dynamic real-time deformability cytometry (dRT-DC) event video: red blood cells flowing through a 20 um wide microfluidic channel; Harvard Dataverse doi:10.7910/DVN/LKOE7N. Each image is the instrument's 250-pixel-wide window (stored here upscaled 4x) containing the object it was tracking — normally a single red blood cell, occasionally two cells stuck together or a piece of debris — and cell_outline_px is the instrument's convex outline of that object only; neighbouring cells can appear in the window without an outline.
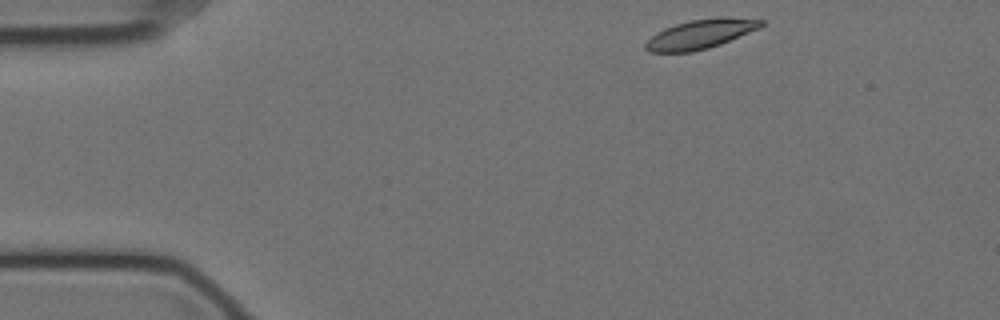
{"species": "Egyptian fruit bat (a non-hibernating species)", "species_latin": "Rousettus aegyptiacus", "temperature_condition": "cold", "stored_images_in_passage": 50, "camera_frame_rate_fps": 3000, "um_per_image_px": 0.085, "animal": {"sex": "female"}, "frame": {"image": 1, "passage_image": 1, "time_ms": 0.0, "image_size_px": [1000, 320], "cell_outline_px": [[764, 24], [760, 28], [720, 44], [708, 48], [692, 52], [648, 52], [644, 48], [644, 44], [656, 32], [664, 28], [676, 24], [692, 20], [720, 16], [724, 16], [764, 20]], "centroid_in_image_um": [59.54, 2.89], "position_along_channel_um": 25.5, "area_um2": 19.77}}
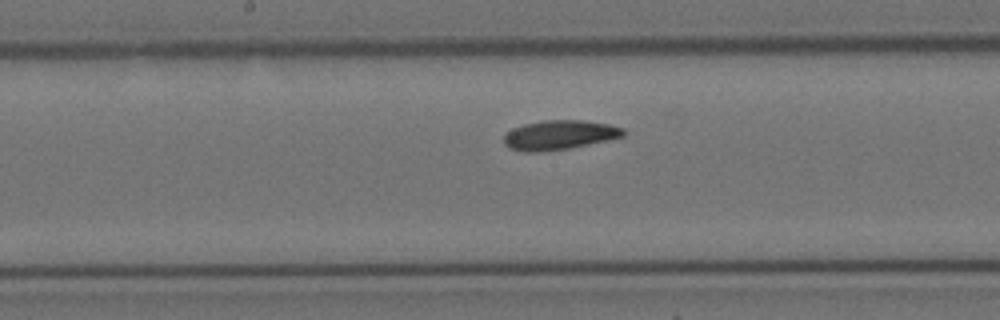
{"frame": {"image": 2, "passage_image": 22, "time_ms": 7.0, "image_size_px": [1000, 320], "cell_outline_px": [[624, 136], [588, 144], [568, 148], [536, 152], [524, 152], [508, 148], [504, 144], [504, 132], [512, 128], [524, 124], [540, 120], [580, 120], [608, 124], [624, 128]], "centroid_in_image_um": [47.48, 11.47], "position_along_channel_um": 200.7, "area_um2": 20.46}}
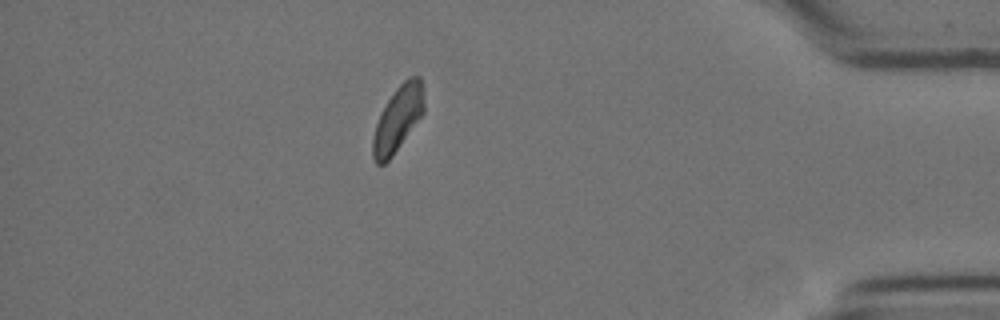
{"frame": {"image": 3, "passage_image": 43, "time_ms": 14.0, "image_size_px": [1000, 320], "cell_outline_px": [[424, 112], [392, 156], [384, 164], [376, 164], [372, 156], [372, 140], [376, 124], [380, 112], [396, 88], [408, 76], [420, 76], [424, 104]], "centroid_in_image_um": [33.8, 10.1], "position_along_channel_um": 401.4, "area_um2": 19.25}, "authors_computed_cell_mechanics": {"area_um2": 20.3167, "velocity_mm_per_s": 3.4704, "shape_relaxation_time_tau1_ms": 5.7137, "shape_relaxation_time_tau2_ms": null, "deformation_change_tau1": 0.1072, "deformation_change_tau2": null}}